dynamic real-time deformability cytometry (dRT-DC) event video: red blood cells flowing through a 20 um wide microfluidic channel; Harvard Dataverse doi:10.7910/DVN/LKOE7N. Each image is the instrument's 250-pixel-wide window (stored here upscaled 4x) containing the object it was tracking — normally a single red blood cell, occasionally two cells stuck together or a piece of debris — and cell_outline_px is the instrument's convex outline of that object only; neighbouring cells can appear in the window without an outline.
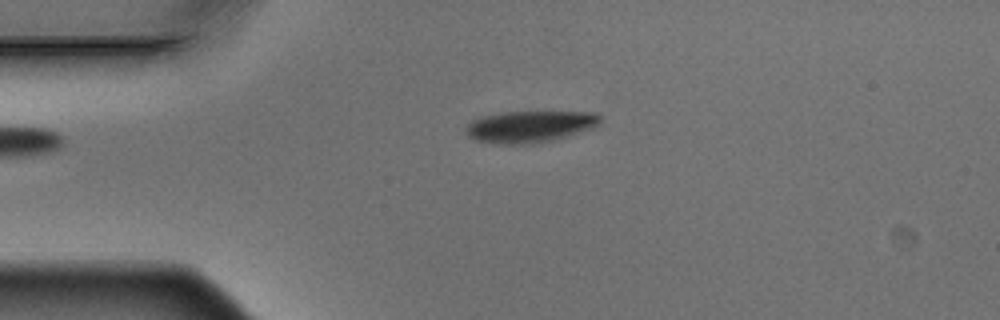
{"species": "Egyptian fruit bat (a non-hibernating species)", "species_latin": "Rousettus aegyptiacus", "temperature_condition": "warm", "stored_images_in_passage": 5, "camera_frame_rate_fps": 3000, "um_per_image_px": 0.085, "animal": {"sex": "male"}, "frame": {"image": 1, "passage_image": 3, "time_ms": 0.667, "image_size_px": [1000, 320], "cell_outline_px": [[600, 124], [596, 128], [568, 136], [552, 140], [528, 144], [500, 144], [476, 140], [468, 136], [464, 128], [472, 120], [484, 116], [500, 112], [596, 112], [600, 116]], "centroid_in_image_um": [45.07, 10.76], "position_along_channel_um": 39.9, "area_um2": 24.91}}
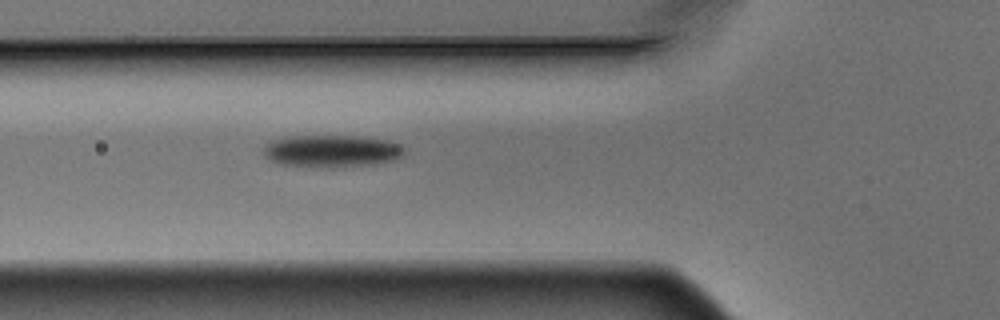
{"frame": {"image": 2, "passage_image": 5, "time_ms": 1.333, "image_size_px": [1000, 320], "cell_outline_px": [[404, 156], [392, 160], [372, 164], [332, 168], [320, 168], [280, 164], [268, 160], [260, 152], [264, 144], [272, 140], [284, 136], [360, 136], [388, 140], [400, 144], [404, 148]], "centroid_in_image_um": [28.12, 12.84], "position_along_channel_um": 97.7, "area_um2": 27.11}}